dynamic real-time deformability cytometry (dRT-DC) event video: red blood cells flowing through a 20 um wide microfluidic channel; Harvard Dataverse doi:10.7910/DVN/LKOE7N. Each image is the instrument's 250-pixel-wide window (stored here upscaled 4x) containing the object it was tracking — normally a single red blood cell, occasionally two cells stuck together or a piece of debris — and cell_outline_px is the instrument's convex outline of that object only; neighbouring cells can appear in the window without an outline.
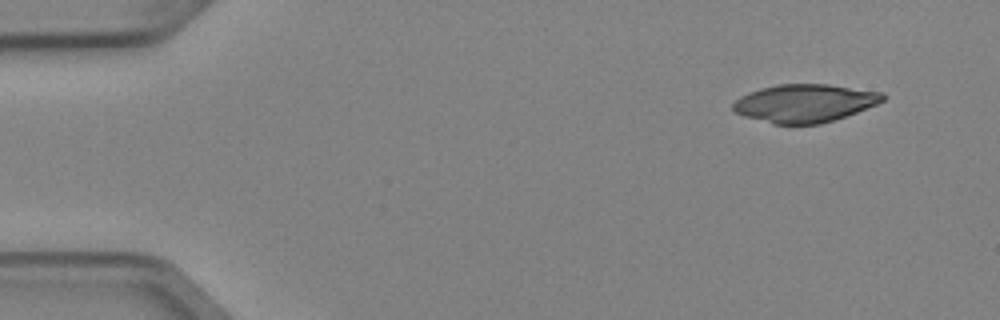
{"species": "Egyptian fruit bat (a non-hibernating species)", "species_latin": "Rousettus aegyptiacus", "temperature_condition": "cold", "stored_images_in_passage": 4, "camera_frame_rate_fps": 3000, "um_per_image_px": 0.085, "animal": {"sex": "female"}, "frame": {"image": 1, "passage_image": 1, "time_ms": 0.0, "image_size_px": [1000, 320], "cell_outline_px": [[888, 96], [884, 100], [876, 104], [856, 112], [820, 124], [772, 124], [744, 116], [736, 112], [732, 108], [732, 104], [740, 96], [748, 92], [760, 88], [776, 84], [828, 84], [884, 92]], "centroid_in_image_um": [68.39, 8.76], "position_along_channel_um": 16.6, "area_um2": 33.23}}